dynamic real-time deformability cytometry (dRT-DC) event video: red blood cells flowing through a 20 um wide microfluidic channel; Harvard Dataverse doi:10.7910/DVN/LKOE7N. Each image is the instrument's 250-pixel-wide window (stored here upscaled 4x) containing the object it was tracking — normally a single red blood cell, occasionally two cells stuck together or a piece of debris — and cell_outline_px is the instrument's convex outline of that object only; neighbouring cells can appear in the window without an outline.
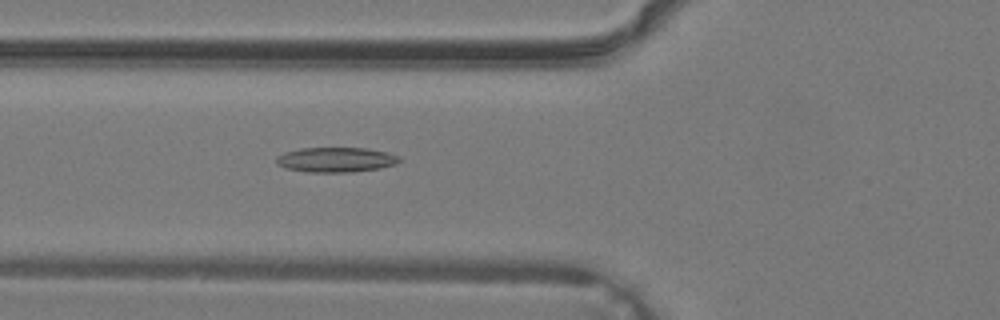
{"species": "common noctule bat (a hibernating species)", "species_latin": "Nyctalus noctula", "temperature_condition": "warm", "stored_images_in_passage": 39, "camera_frame_rate_fps": 3000, "um_per_image_px": 0.085, "animal": {"sex": "male", "body_mass_g": 19.2, "forearm_length_mm": 51.8}, "frame": {"image": 1, "passage_image": 15, "time_ms": 4.667, "image_size_px": [1000, 320], "cell_outline_px": [[400, 160], [396, 164], [380, 168], [352, 172], [308, 172], [288, 168], [276, 164], [276, 156], [284, 152], [300, 148], [368, 148], [388, 152], [400, 156]], "centroid_in_image_um": [28.57, 13.57], "position_along_channel_um": 97.2, "area_um2": 17.92}}
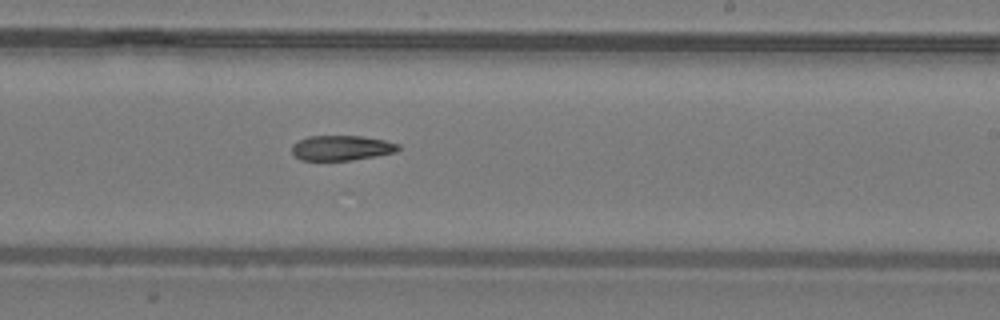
{"frame": {"image": 2, "passage_image": 24, "time_ms": 7.667, "image_size_px": [1000, 320], "cell_outline_px": [[400, 148], [396, 152], [376, 156], [352, 160], [300, 160], [292, 156], [292, 144], [308, 136], [360, 136], [384, 140], [400, 144]], "centroid_in_image_um": [29.01, 12.58], "position_along_channel_um": 260.0, "area_um2": 15.61}}
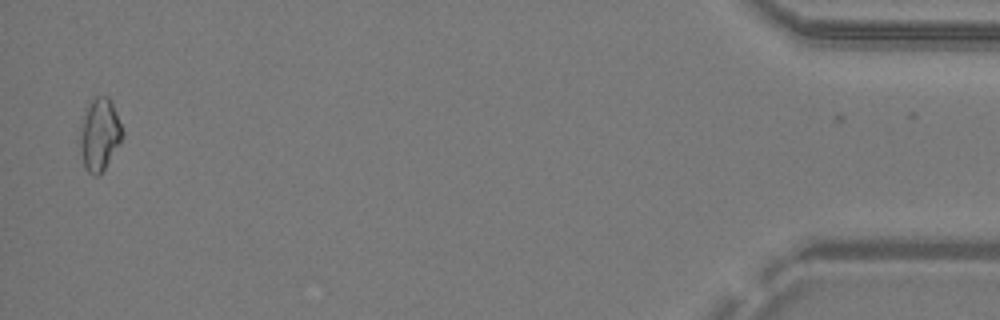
{"frame": {"image": 3, "passage_image": 38, "time_ms": 12.333, "image_size_px": [1000, 320], "cell_outline_px": [[124, 136], [120, 144], [104, 168], [96, 176], [88, 172], [84, 168], [80, 148], [80, 132], [84, 108], [92, 96], [108, 96], [112, 100], [124, 132]], "centroid_in_image_um": [8.46, 11.36], "position_along_channel_um": 426.7, "area_um2": 18.21}}